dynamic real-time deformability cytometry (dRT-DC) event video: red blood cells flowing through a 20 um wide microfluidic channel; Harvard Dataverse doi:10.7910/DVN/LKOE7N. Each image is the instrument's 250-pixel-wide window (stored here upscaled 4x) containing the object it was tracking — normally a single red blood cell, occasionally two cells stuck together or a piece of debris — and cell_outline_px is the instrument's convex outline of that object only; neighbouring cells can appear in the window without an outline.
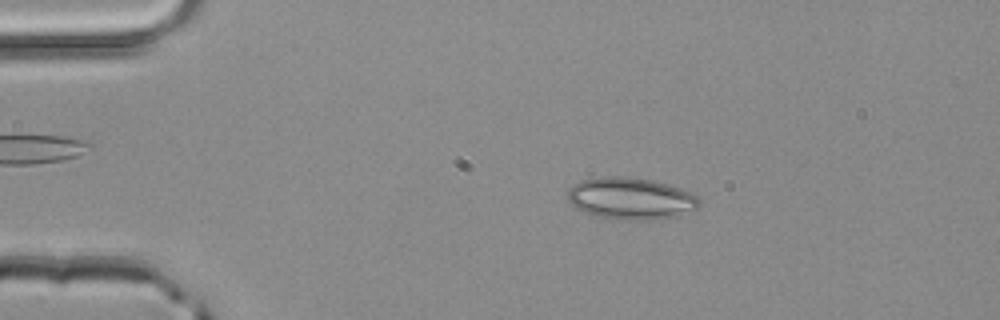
{"species": "common noctule bat (a hibernating species)", "species_latin": "Nyctalus noctula", "temperature_condition": "room temperature", "stored_images_in_passage": 2, "camera_frame_rate_fps": 3000, "um_per_image_px": 0.085, "animal": {"sex": "male", "body_mass_g": 20.4}, "frame": {"image": 1, "passage_image": 1, "time_ms": 0.0, "image_size_px": [1000, 320], "cell_outline_px": [[700, 204], [696, 208], [676, 216], [652, 220], [620, 220], [596, 216], [572, 208], [568, 200], [568, 188], [572, 184], [580, 180], [600, 176], [624, 176], [652, 180], [668, 184], [692, 192], [700, 200]], "centroid_in_image_um": [53.56, 16.87], "position_along_channel_um": 31.4, "area_um2": 32.6}}